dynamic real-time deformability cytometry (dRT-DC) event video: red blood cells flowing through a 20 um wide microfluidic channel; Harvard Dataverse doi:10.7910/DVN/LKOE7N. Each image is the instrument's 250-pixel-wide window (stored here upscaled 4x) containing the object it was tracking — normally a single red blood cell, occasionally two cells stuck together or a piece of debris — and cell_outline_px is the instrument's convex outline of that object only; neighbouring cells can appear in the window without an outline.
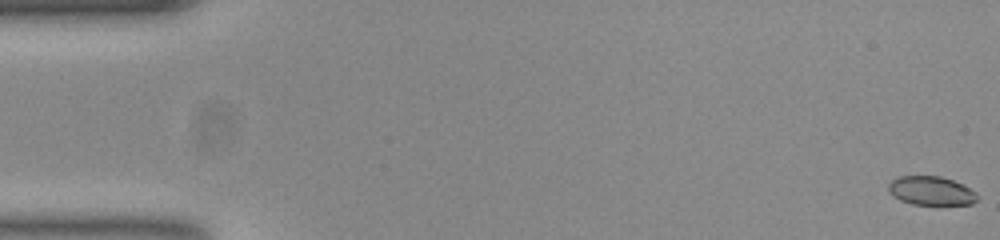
{"species": "common noctule bat (a hibernating species)", "species_latin": "Nyctalus noctula", "temperature_condition": "room temperature", "stored_images_in_passage": 55, "camera_frame_rate_fps": 3000, "um_per_image_px": 0.085, "animal": {"sex": "female", "body_mass_g": 23.0, "forearm_length_mm": 53.4}, "frame": {"image": 1, "passage_image": 1, "time_ms": 0.0, "image_size_px": [1000, 240], "cell_outline_px": [[976, 200], [972, 204], [912, 204], [900, 200], [888, 192], [888, 184], [892, 180], [900, 176], [940, 176], [952, 180], [976, 192]], "centroid_in_image_um": [79.1, 16.21], "position_along_channel_um": 5.9, "area_um2": 14.68}}
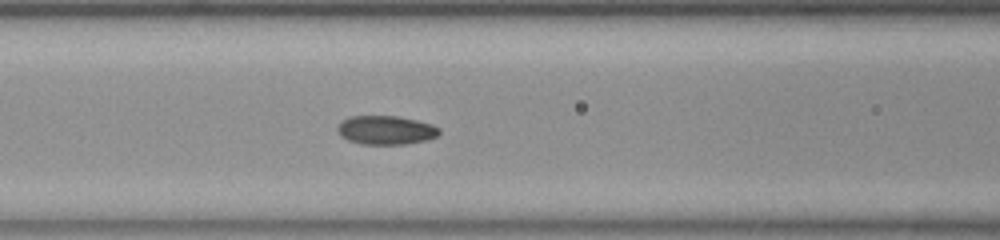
{"frame": {"image": 2, "passage_image": 23, "time_ms": 7.333, "image_size_px": [1000, 240], "cell_outline_px": [[440, 132], [436, 136], [424, 140], [404, 144], [364, 144], [348, 140], [336, 128], [348, 116], [396, 116], [416, 120], [432, 124], [440, 128]], "centroid_in_image_um": [32.82, 11.05], "position_along_channel_um": 133.8, "area_um2": 16.76}}
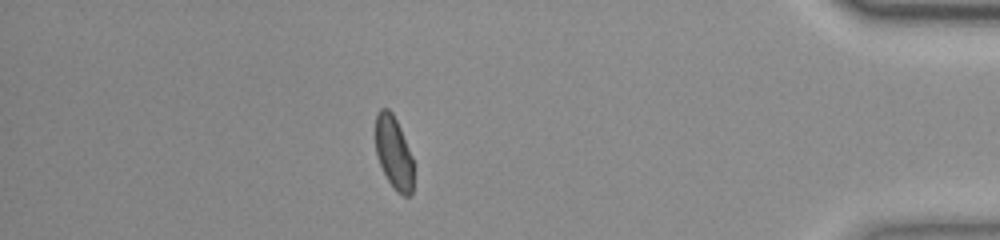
{"frame": {"image": 3, "passage_image": 48, "time_ms": 15.667, "image_size_px": [1000, 240], "cell_outline_px": [[412, 192], [408, 196], [404, 196], [388, 180], [380, 164], [376, 152], [376, 112], [380, 108], [388, 108], [392, 112], [400, 128], [412, 156]], "centroid_in_image_um": [33.45, 12.91], "position_along_channel_um": 401.7, "area_um2": 15.66}, "authors_computed_cell_mechanics": {"area_um2": 16.6464, "velocity_mm_per_s": 3.7635, "shape_relaxation_time_tau1_ms": null, "shape_relaxation_time_tau2_ms": 1.3543, "deformation_change_tau1": null, "deformation_change_tau2": 0.054}}